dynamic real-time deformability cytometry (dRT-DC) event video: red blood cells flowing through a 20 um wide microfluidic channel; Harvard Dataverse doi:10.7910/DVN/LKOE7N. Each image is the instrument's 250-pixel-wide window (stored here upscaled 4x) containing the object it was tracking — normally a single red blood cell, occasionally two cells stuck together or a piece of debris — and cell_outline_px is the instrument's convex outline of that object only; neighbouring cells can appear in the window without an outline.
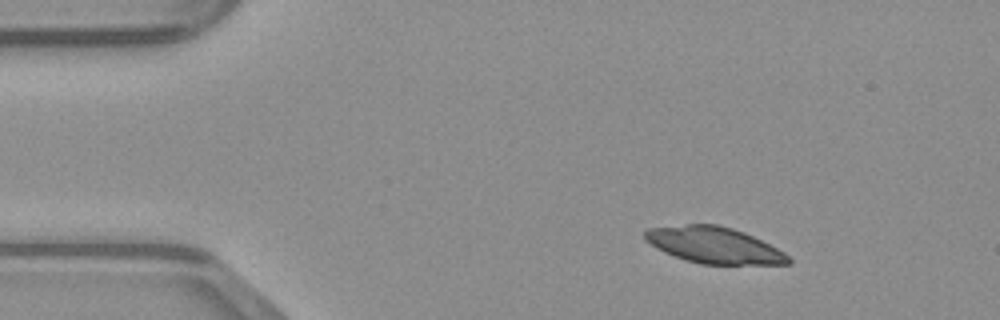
{"species": "common noctule bat (a hibernating species)", "species_latin": "Nyctalus noctula", "temperature_condition": "warm", "stored_images_in_passage": 43, "camera_frame_rate_fps": 3000, "um_per_image_px": 0.085, "animal": {"sex": "male", "body_mass_g": 23.1, "forearm_length_mm": 52.7}, "frame": {"image": 1, "passage_image": 1, "time_ms": 0.0, "image_size_px": [1000, 320], "cell_outline_px": [[792, 264], [700, 264], [684, 260], [664, 252], [656, 248], [644, 240], [644, 232], [648, 228], [688, 224], [716, 224], [732, 228], [744, 232], [784, 252], [792, 260]], "centroid_in_image_um": [60.66, 20.84], "position_along_channel_um": 24.3, "area_um2": 30.29}}